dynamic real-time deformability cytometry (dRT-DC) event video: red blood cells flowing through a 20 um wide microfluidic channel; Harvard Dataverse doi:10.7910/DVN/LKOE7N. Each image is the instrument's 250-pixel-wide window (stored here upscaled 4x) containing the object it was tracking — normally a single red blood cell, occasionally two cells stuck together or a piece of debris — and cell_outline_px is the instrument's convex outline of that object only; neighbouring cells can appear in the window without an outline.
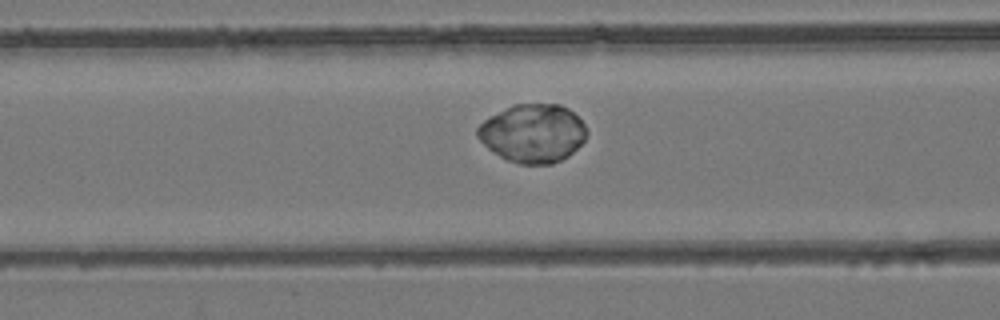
{"species": "common noctule bat (a hibernating species)", "species_latin": "Nyctalus noctula", "temperature_condition": "room temperature", "stored_images_in_passage": 43, "camera_frame_rate_fps": 3000, "um_per_image_px": 0.085, "animal": {"sex": "female", "body_mass_g": 24.6, "forearm_length_mm": 56.2}, "frame": {"image": 1, "passage_image": 12, "time_ms": 3.667, "image_size_px": [1000, 320], "cell_outline_px": [[588, 132], [584, 140], [568, 156], [552, 164], [520, 164], [508, 160], [500, 156], [488, 148], [476, 136], [476, 128], [484, 120], [512, 104], [560, 104], [568, 108], [584, 124]], "centroid_in_image_um": [45.28, 11.32], "position_along_channel_um": 121.3, "area_um2": 36.99}}
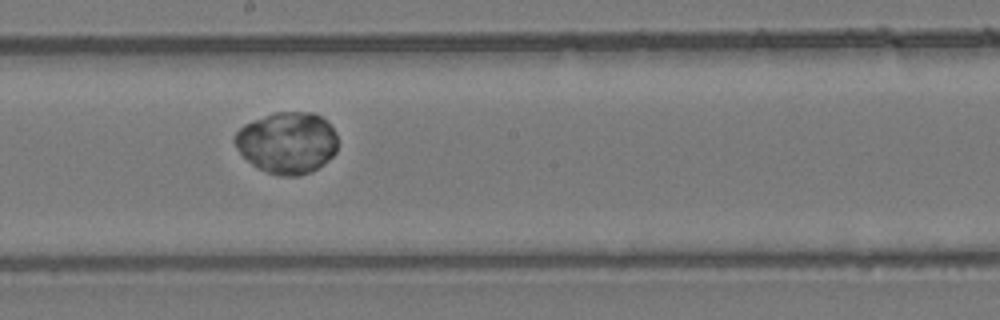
{"frame": {"image": 2, "passage_image": 20, "time_ms": 6.333, "image_size_px": [1000, 320], "cell_outline_px": [[336, 152], [328, 160], [312, 172], [296, 176], [280, 176], [256, 168], [236, 148], [232, 140], [236, 132], [244, 124], [252, 120], [272, 112], [312, 112], [320, 116], [336, 132]], "centroid_in_image_um": [24.38, 12.13], "position_along_channel_um": 223.8, "area_um2": 37.05}}
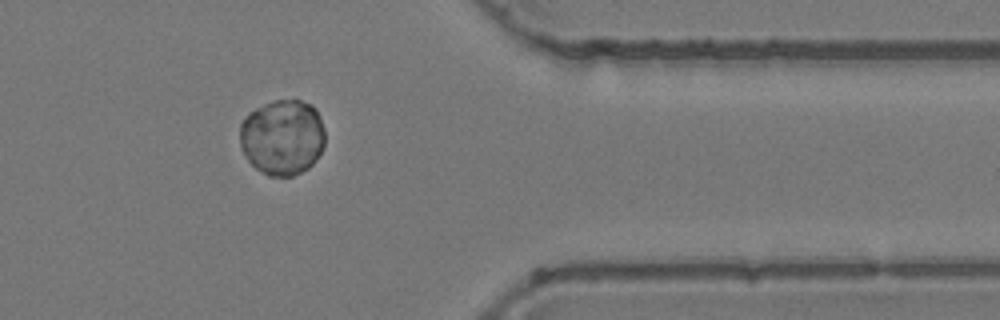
{"frame": {"image": 3, "passage_image": 34, "time_ms": 11.0, "image_size_px": [1000, 320], "cell_outline_px": [[324, 144], [320, 152], [312, 164], [308, 168], [292, 176], [268, 176], [260, 172], [248, 160], [240, 148], [240, 124], [248, 112], [264, 104], [276, 100], [300, 100], [312, 104], [316, 108], [324, 128]], "centroid_in_image_um": [23.99, 11.66], "position_along_channel_um": 387.4, "area_um2": 37.74}}